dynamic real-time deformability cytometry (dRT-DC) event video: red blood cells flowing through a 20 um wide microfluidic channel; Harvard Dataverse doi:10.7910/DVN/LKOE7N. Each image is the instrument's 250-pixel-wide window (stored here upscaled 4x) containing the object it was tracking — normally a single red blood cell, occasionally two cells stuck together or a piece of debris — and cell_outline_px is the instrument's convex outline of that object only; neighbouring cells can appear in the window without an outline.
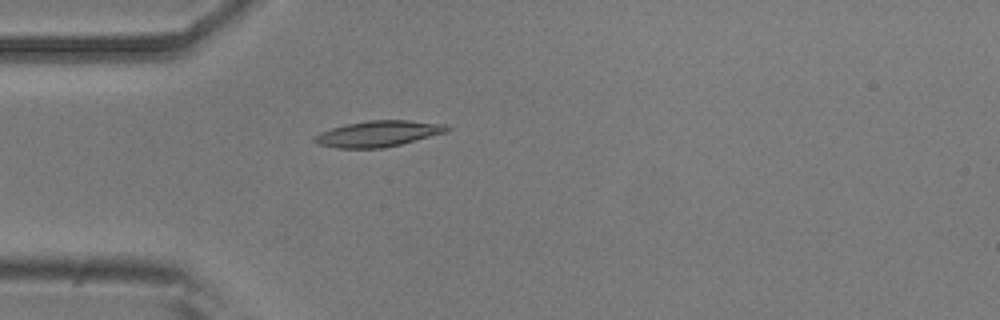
{"species": "common noctule bat (a hibernating species)", "species_latin": "Nyctalus noctula", "temperature_condition": "room temperature", "stored_images_in_passage": 4, "camera_frame_rate_fps": 3000, "um_per_image_px": 0.085, "animal": {"sex": "male", "body_mass_g": 20.5, "forearm_length_mm": 52.5}, "frame": {"image": 1, "passage_image": 4, "time_ms": 1.0, "image_size_px": [1000, 320], "cell_outline_px": [[452, 128], [448, 132], [400, 144], [380, 148], [336, 148], [316, 144], [312, 140], [312, 136], [320, 132], [344, 124], [368, 120], [408, 120], [448, 124]], "centroid_in_image_um": [32.14, 11.36], "position_along_channel_um": 52.9, "area_um2": 20.29}}